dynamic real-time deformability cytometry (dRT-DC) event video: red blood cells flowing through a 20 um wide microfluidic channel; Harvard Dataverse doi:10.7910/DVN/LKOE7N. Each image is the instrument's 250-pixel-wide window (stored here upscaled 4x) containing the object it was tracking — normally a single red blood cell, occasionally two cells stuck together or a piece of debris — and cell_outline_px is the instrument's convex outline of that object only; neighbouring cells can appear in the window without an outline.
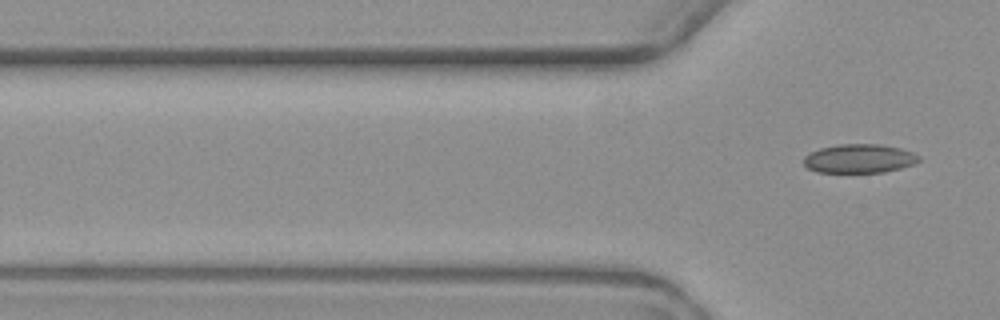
{"species": "common noctule bat (a hibernating species)", "species_latin": "Nyctalus noctula", "temperature_condition": "warm", "stored_images_in_passage": 2, "camera_frame_rate_fps": 3000, "um_per_image_px": 0.085, "animal": {"sex": "female", "body_mass_g": 19.3, "forearm_length_mm": 54.1}, "frame": {"image": 1, "passage_image": 2, "time_ms": 1.333, "image_size_px": [1000, 320], "cell_outline_px": [[920, 160], [912, 164], [900, 168], [884, 172], [816, 172], [808, 168], [804, 164], [804, 156], [820, 148], [840, 144], [880, 144], [900, 148], [912, 152], [920, 156]], "centroid_in_image_um": [73.04, 13.47], "position_along_channel_um": 52.8, "area_um2": 19.25}}